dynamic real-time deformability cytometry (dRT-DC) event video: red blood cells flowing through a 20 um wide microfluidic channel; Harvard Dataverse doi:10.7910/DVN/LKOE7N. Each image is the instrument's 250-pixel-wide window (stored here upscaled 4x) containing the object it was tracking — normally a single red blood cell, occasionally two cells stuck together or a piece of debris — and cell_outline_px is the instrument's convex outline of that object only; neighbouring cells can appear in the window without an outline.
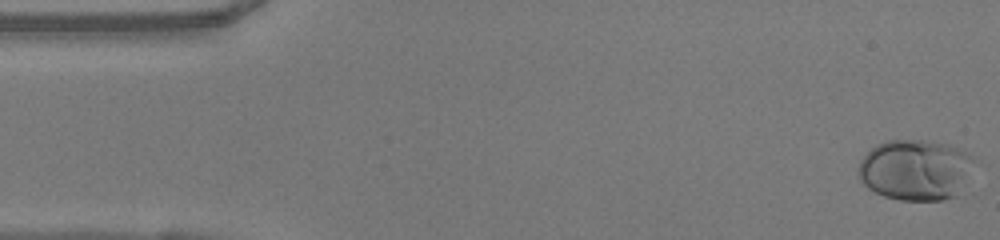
{"species": "human", "species_latin": "Homo sapiens", "temperature_condition": "warm", "stored_images_in_passage": 49, "camera_frame_rate_fps": 3000, "um_per_image_px": 0.085, "donor": {"sex": "female"}, "frame": {"image": 1, "passage_image": 1, "time_ms": 0.0, "image_size_px": [1000, 240], "cell_outline_px": [[972, 160], [956, 196], [940, 200], [900, 200], [884, 196], [868, 188], [860, 180], [856, 172], [860, 160], [876, 144], [888, 140], [920, 140], [948, 144], [972, 156]], "centroid_in_image_um": [77.7, 14.43], "position_along_channel_um": 7.3, "area_um2": 40.29}}
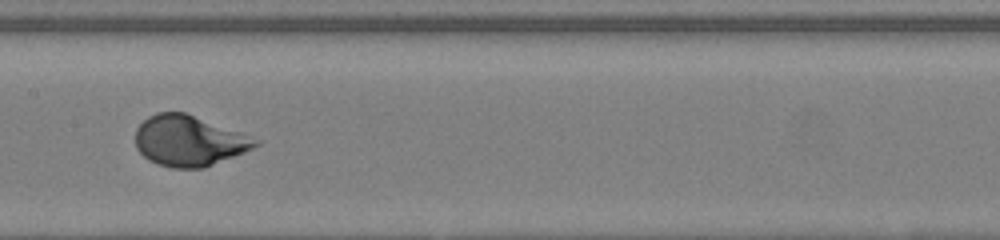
{"frame": {"image": 2, "passage_image": 24, "time_ms": 7.667, "image_size_px": [1000, 240], "cell_outline_px": [[260, 144], [244, 152], [204, 168], [172, 168], [156, 164], [148, 160], [136, 148], [136, 128], [148, 116], [156, 112], [184, 112], [240, 132], [260, 140]], "centroid_in_image_um": [16.04, 11.97], "position_along_channel_um": 191.4, "area_um2": 35.26}}
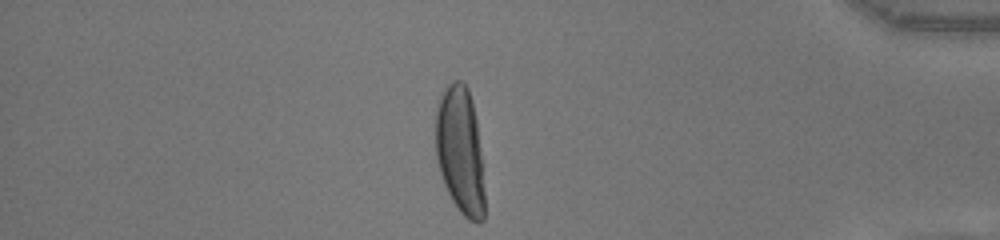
{"frame": {"image": 3, "passage_image": 42, "time_ms": 13.667, "image_size_px": [1000, 240], "cell_outline_px": [[484, 220], [476, 224], [468, 220], [460, 212], [452, 200], [444, 184], [436, 160], [436, 112], [440, 96], [448, 84], [452, 80], [460, 80], [468, 88], [472, 100], [476, 120], [480, 152], [484, 192]], "centroid_in_image_um": [39.11, 12.82], "position_along_channel_um": 396.1, "area_um2": 36.24}}